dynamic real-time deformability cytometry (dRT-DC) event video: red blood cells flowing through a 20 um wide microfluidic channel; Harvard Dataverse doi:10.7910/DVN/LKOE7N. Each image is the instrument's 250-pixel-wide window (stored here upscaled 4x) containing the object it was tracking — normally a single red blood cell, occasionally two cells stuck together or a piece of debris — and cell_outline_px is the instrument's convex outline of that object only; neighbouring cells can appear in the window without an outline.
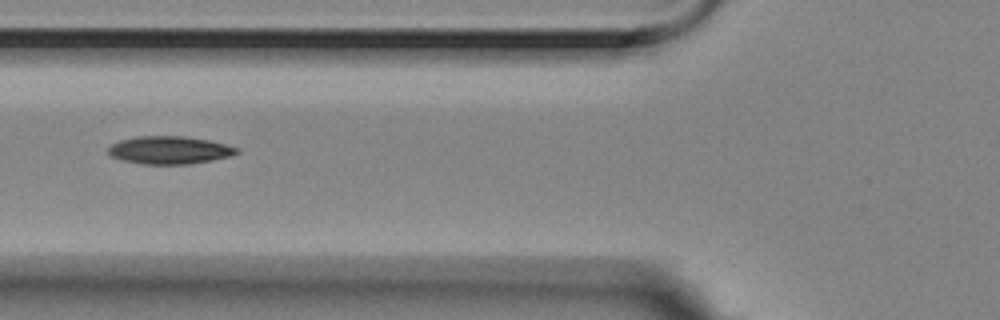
{"species": "Egyptian fruit bat (a non-hibernating species)", "species_latin": "Rousettus aegyptiacus", "temperature_condition": "room temperature", "stored_images_in_passage": 6, "camera_frame_rate_fps": 3000, "um_per_image_px": 0.085, "animal": {"sex": "female"}, "frame": {"image": 1, "passage_image": 3, "time_ms": 0.667, "image_size_px": [1000, 320], "cell_outline_px": [[240, 152], [232, 156], [212, 160], [188, 164], [144, 164], [124, 160], [112, 156], [108, 152], [108, 148], [112, 144], [120, 140], [136, 136], [184, 136], [208, 140], [240, 148]], "centroid_in_image_um": [14.44, 12.75], "position_along_channel_um": 111.4, "area_um2": 20.75}}
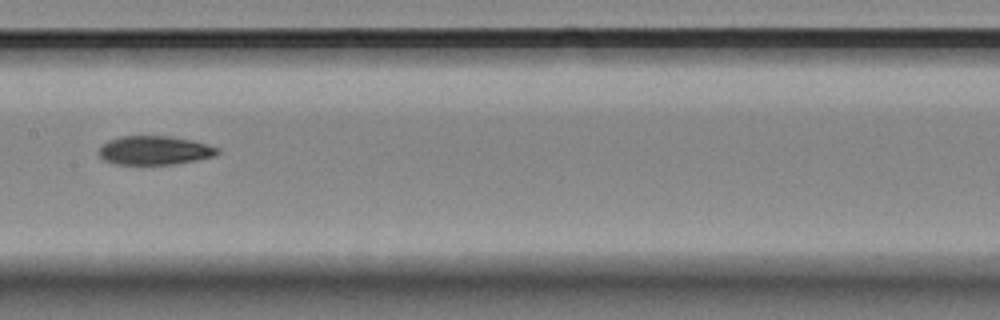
{"frame": {"image": 2, "passage_image": 5, "time_ms": 1.333, "image_size_px": [1000, 320], "cell_outline_px": [[220, 152], [216, 156], [176, 164], [116, 164], [104, 160], [96, 152], [108, 140], [120, 136], [172, 136], [192, 140], [220, 148]], "centroid_in_image_um": [13.15, 12.78], "position_along_channel_um": 194.2, "area_um2": 20.06}}
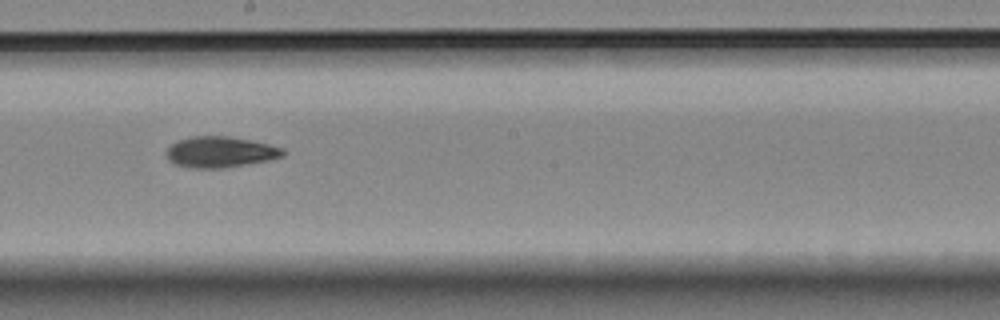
{"frame": {"image": 3, "passage_image": 6, "time_ms": 1.667, "image_size_px": [1000, 320], "cell_outline_px": [[284, 156], [268, 160], [248, 164], [224, 168], [192, 168], [172, 164], [168, 160], [168, 148], [172, 144], [180, 140], [192, 136], [224, 136], [248, 140], [268, 144], [284, 148]], "centroid_in_image_um": [18.72, 12.94], "position_along_channel_um": 229.5, "area_um2": 20.81}}